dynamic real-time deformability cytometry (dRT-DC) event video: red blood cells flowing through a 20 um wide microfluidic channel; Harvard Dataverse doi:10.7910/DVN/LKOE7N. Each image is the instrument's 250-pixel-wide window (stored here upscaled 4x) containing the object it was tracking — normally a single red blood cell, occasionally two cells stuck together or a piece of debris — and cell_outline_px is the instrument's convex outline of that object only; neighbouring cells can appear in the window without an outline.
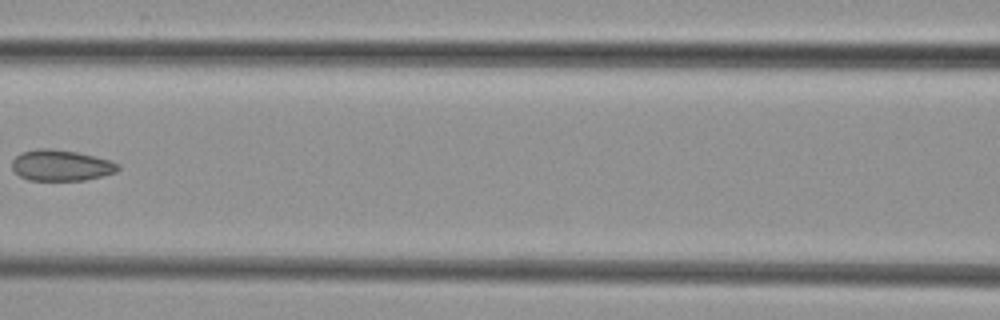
{"species": "common noctule bat (a hibernating species)", "species_latin": "Nyctalus noctula", "temperature_condition": "cold", "stored_images_in_passage": 9, "camera_frame_rate_fps": 3000, "um_per_image_px": 0.085, "animal": {"sex": "female", "body_mass_g": 29.2, "forearm_length_mm": 56.3}, "frame": {"image": 1, "passage_image": 7, "time_ms": 8.333, "image_size_px": [1000, 320], "cell_outline_px": [[120, 168], [116, 172], [84, 180], [28, 180], [20, 176], [12, 168], [12, 160], [16, 156], [24, 152], [36, 148], [48, 148], [76, 152], [96, 156], [112, 160], [120, 164]], "centroid_in_image_um": [5.21, 14.05], "position_along_channel_um": 161.4, "area_um2": 19.13}}
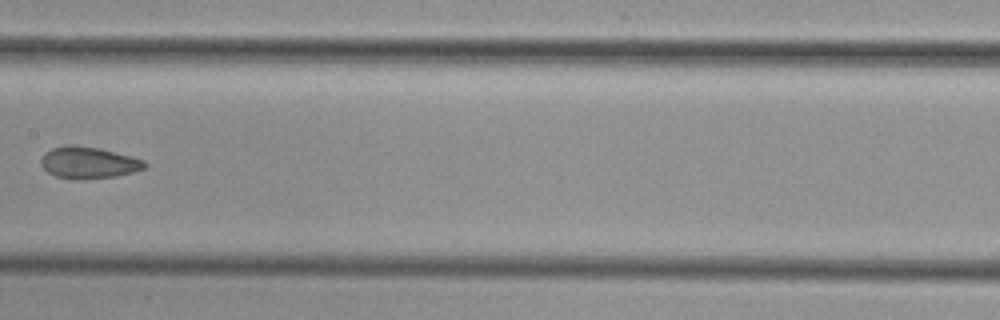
{"frame": {"image": 2, "passage_image": 8, "time_ms": 9.333, "image_size_px": [1000, 320], "cell_outline_px": [[148, 164], [144, 168], [132, 172], [116, 176], [56, 176], [48, 172], [40, 164], [40, 160], [44, 152], [52, 148], [72, 144], [100, 148], [144, 160]], "centroid_in_image_um": [7.52, 13.76], "position_along_channel_um": 199.9, "area_um2": 18.26}}
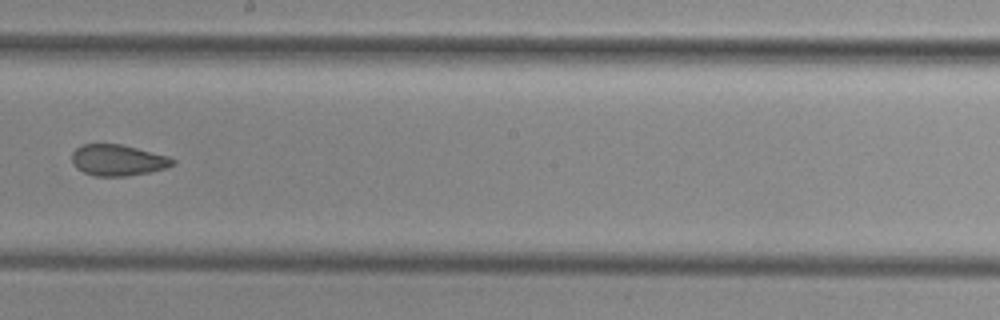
{"frame": {"image": 3, "passage_image": 9, "time_ms": 10.333, "image_size_px": [1000, 320], "cell_outline_px": [[176, 164], [168, 168], [152, 172], [128, 176], [96, 176], [84, 172], [76, 168], [72, 164], [72, 152], [76, 148], [84, 144], [120, 144], [168, 156], [176, 160]], "centroid_in_image_um": [10.04, 13.63], "position_along_channel_um": 238.2, "area_um2": 18.44}}